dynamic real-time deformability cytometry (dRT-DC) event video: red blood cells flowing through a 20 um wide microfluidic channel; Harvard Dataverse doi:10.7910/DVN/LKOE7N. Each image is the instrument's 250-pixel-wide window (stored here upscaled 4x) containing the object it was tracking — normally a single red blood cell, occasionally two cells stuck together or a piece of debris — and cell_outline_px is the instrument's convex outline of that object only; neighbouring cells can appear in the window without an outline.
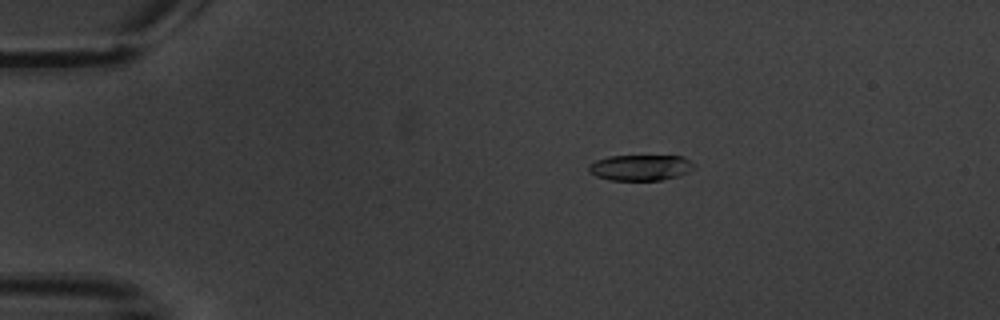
{"species": "common noctule bat (a hibernating species)", "species_latin": "Nyctalus noctula", "temperature_condition": "warm", "stored_images_in_passage": 5, "camera_frame_rate_fps": 3000, "um_per_image_px": 0.085, "animal": {"sex": "male", "body_mass_g": 20.1, "forearm_length_mm": 53.5}, "frame": {"image": 1, "passage_image": 3, "time_ms": 2.333, "image_size_px": [1000, 320], "cell_outline_px": [[696, 168], [688, 172], [676, 176], [660, 180], [608, 180], [596, 176], [588, 172], [588, 164], [596, 160], [608, 156], [684, 156], [696, 164]], "centroid_in_image_um": [54.44, 14.24], "position_along_channel_um": 30.6, "area_um2": 16.01}}